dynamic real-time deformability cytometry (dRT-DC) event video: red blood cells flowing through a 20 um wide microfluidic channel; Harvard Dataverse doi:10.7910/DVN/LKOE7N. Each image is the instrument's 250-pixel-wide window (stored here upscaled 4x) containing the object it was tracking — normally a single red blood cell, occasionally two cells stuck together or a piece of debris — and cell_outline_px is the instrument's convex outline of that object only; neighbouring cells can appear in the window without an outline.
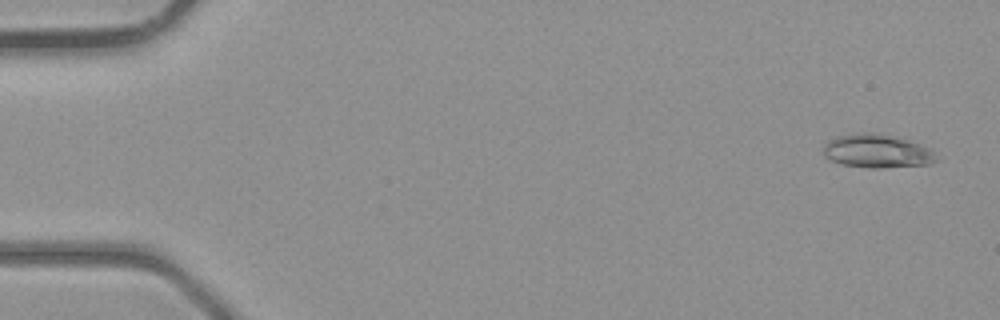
{"species": "common noctule bat (a hibernating species)", "species_latin": "Nyctalus noctula", "temperature_condition": "room temperature", "stored_images_in_passage": 4, "camera_frame_rate_fps": 3000, "um_per_image_px": 0.085, "animal": {"sex": "male", "body_mass_g": 23.1, "forearm_length_mm": 52.7}, "frame": {"image": 1, "passage_image": 1, "time_ms": 0.0, "image_size_px": [1000, 320], "cell_outline_px": [[940, 160], [932, 164], [880, 168], [868, 168], [844, 164], [832, 160], [824, 156], [824, 148], [828, 140], [836, 136], [860, 132], [880, 132], [932, 148]], "centroid_in_image_um": [74.61, 12.84], "position_along_channel_um": 10.4, "area_um2": 22.31}}
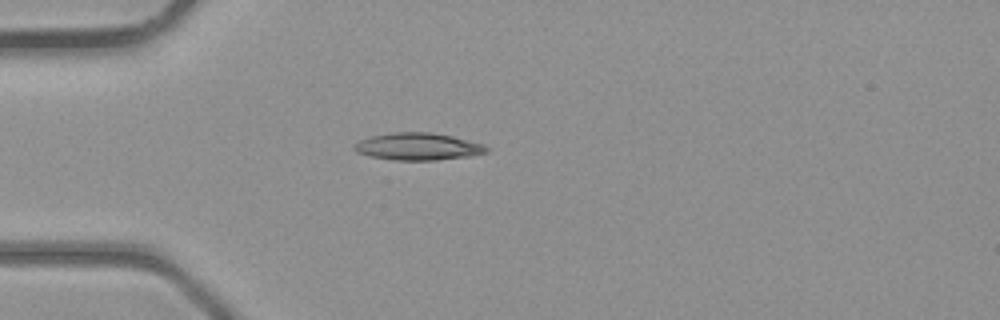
{"frame": {"image": 2, "passage_image": 4, "time_ms": 3.333, "image_size_px": [1000, 320], "cell_outline_px": [[488, 152], [472, 156], [436, 160], [392, 160], [368, 156], [356, 152], [352, 148], [352, 144], [360, 140], [372, 136], [392, 132], [432, 132], [452, 136], [484, 144], [488, 148]], "centroid_in_image_um": [35.51, 12.46], "position_along_channel_um": 49.5, "area_um2": 21.21}}